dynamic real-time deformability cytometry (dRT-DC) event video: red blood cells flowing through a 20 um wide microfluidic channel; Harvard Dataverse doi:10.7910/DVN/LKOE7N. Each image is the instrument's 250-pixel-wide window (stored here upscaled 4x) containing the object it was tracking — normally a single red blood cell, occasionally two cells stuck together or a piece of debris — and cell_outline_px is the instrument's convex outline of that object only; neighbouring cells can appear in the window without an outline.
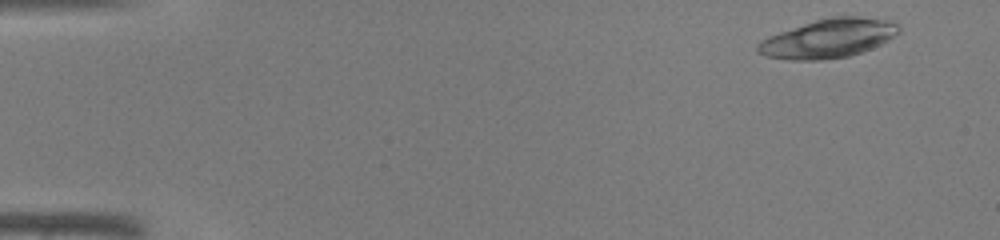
{"species": "common noctule bat (a hibernating species)", "species_latin": "Nyctalus noctula", "temperature_condition": "warm", "stored_images_in_passage": 43, "camera_frame_rate_fps": 3000, "um_per_image_px": 0.085, "animal": {"sex": "male", "body_mass_g": 19.0, "forearm_length_mm": 50.8}, "frame": {"image": 1, "passage_image": 1, "time_ms": 0.0, "image_size_px": [1000, 240], "cell_outline_px": [[900, 32], [888, 40], [872, 48], [848, 56], [820, 60], [788, 60], [768, 56], [756, 52], [756, 44], [760, 40], [780, 32], [816, 20], [832, 16], [856, 16], [884, 20], [896, 24], [900, 28]], "centroid_in_image_um": [70.39, 3.28], "position_along_channel_um": 14.6, "area_um2": 31.56}}
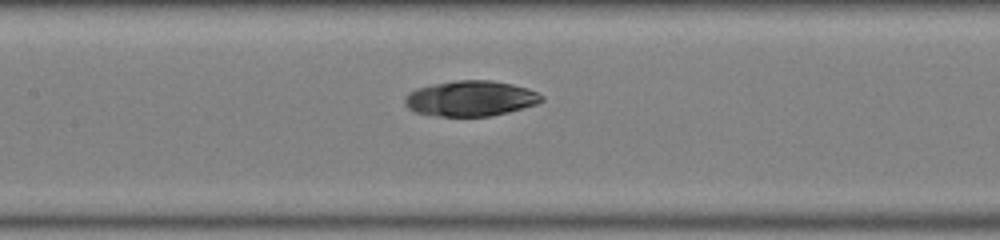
{"frame": {"image": 2, "passage_image": 20, "time_ms": 6.333, "image_size_px": [1000, 240], "cell_outline_px": [[544, 100], [536, 104], [508, 112], [488, 116], [440, 116], [416, 112], [408, 108], [404, 104], [404, 100], [408, 92], [416, 88], [432, 84], [456, 80], [492, 80], [512, 84], [528, 88], [544, 96]], "centroid_in_image_um": [39.99, 8.36], "position_along_channel_um": 167.4, "area_um2": 28.26}}
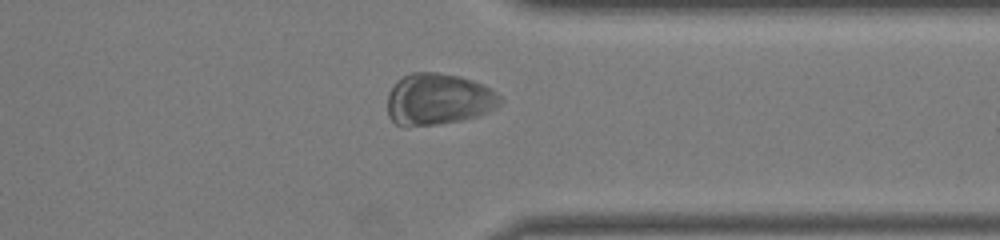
{"frame": {"image": 3, "passage_image": 34, "time_ms": 11.0, "image_size_px": [1000, 240], "cell_outline_px": [[504, 100], [496, 108], [476, 116], [460, 120], [436, 124], [404, 128], [400, 128], [388, 116], [388, 92], [396, 80], [412, 72], [436, 72], [460, 76], [484, 84], [496, 92]], "centroid_in_image_um": [37.23, 8.44], "position_along_channel_um": 374.2, "area_um2": 34.28}}